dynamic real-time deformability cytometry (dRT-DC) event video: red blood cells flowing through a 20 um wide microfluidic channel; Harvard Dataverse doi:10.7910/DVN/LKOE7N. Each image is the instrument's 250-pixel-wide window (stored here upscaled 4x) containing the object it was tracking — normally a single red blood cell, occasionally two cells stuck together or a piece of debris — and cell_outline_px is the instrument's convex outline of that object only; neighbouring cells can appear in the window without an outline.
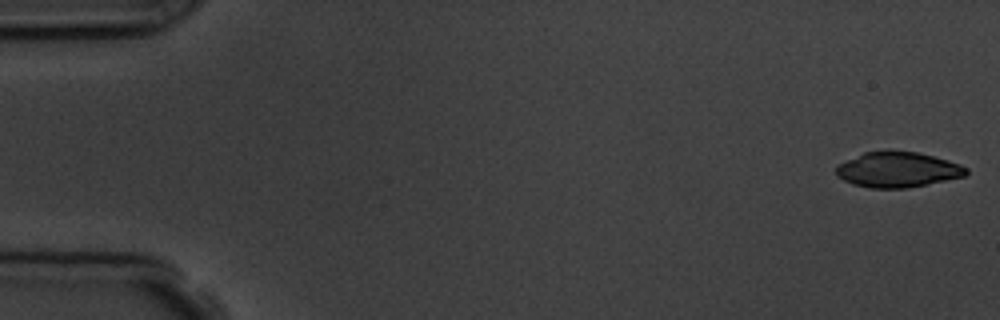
{"species": "common noctule bat (a hibernating species)", "species_latin": "Nyctalus noctula", "temperature_condition": "room temperature", "stored_images_in_passage": 8, "camera_frame_rate_fps": 3000, "um_per_image_px": 0.085, "animal": {"sex": "male", "body_mass_g": 19.5, "forearm_length_mm": 54.6}, "frame": {"image": 1, "passage_image": 1, "time_ms": 0.0, "image_size_px": [1000, 320], "cell_outline_px": [[968, 176], [904, 188], [872, 188], [852, 184], [836, 176], [836, 164], [864, 152], [888, 148], [916, 152], [948, 160], [960, 164], [968, 168]], "centroid_in_image_um": [76.28, 14.39], "position_along_channel_um": 8.7, "area_um2": 27.28}}
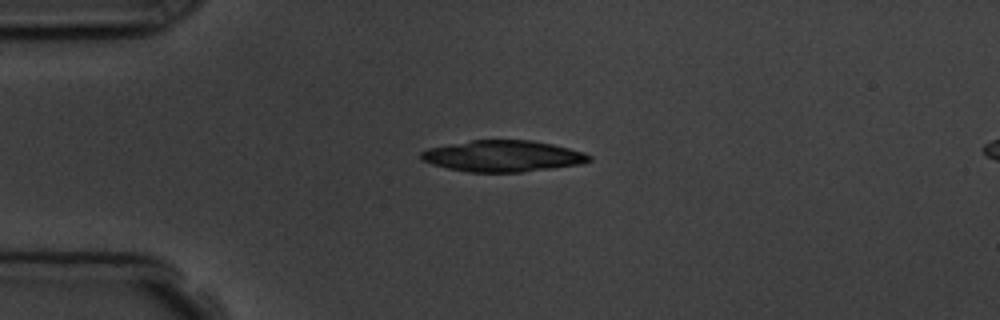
{"frame": {"image": 2, "passage_image": 4, "time_ms": 4.0, "image_size_px": [1000, 320], "cell_outline_px": [[592, 160], [580, 164], [552, 168], [520, 172], [468, 172], [448, 168], [432, 164], [424, 160], [420, 156], [420, 152], [428, 148], [448, 144], [472, 140], [532, 140], [552, 144], [584, 152], [592, 156]], "centroid_in_image_um": [42.75, 13.26], "position_along_channel_um": 42.2, "area_um2": 30.52}}